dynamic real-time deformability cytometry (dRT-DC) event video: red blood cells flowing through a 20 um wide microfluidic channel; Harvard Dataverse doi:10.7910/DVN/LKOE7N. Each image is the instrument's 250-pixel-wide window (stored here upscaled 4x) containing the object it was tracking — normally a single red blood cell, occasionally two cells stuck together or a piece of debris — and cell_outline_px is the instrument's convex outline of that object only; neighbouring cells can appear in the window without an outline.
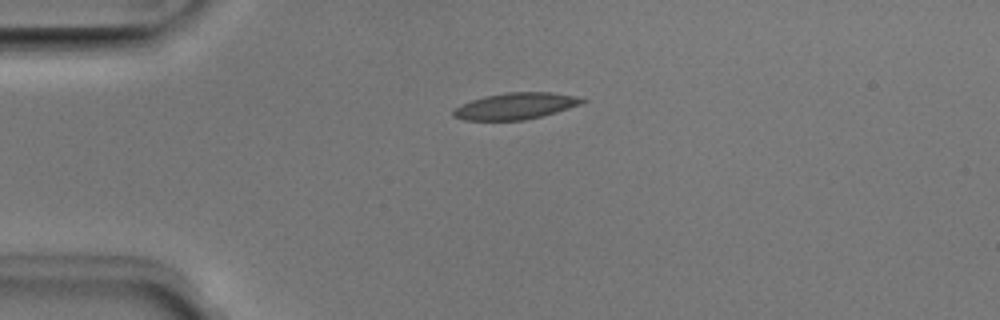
{"species": "Egyptian fruit bat (a non-hibernating species)", "species_latin": "Rousettus aegyptiacus", "temperature_condition": "room temperature", "stored_images_in_passage": 39, "camera_frame_rate_fps": 3000, "um_per_image_px": 0.085, "animal": {"sex": "male"}, "frame": {"image": 1, "passage_image": 1, "time_ms": 0.0, "image_size_px": [1000, 320], "cell_outline_px": [[588, 100], [580, 104], [556, 112], [524, 120], [464, 120], [452, 116], [452, 112], [456, 108], [472, 100], [484, 96], [508, 92], [552, 92], [576, 96]], "centroid_in_image_um": [43.83, 9.01], "position_along_channel_um": 41.2, "area_um2": 19.65}}
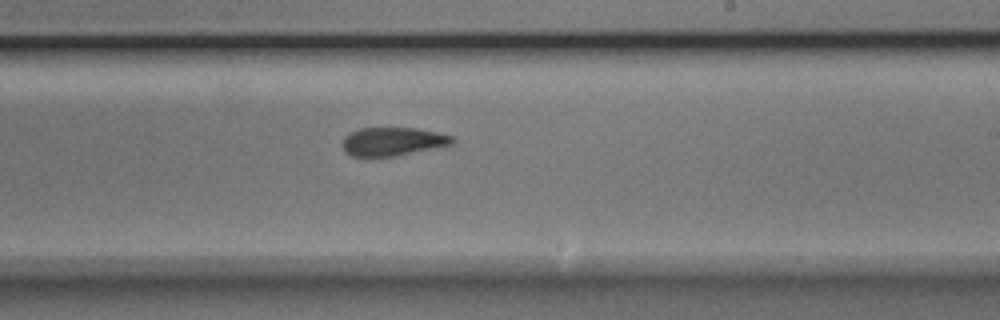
{"frame": {"image": 2, "passage_image": 19, "time_ms": 6.0, "image_size_px": [1000, 320], "cell_outline_px": [[456, 140], [452, 144], [392, 156], [352, 156], [344, 152], [340, 144], [344, 136], [360, 128], [416, 128], [456, 136]], "centroid_in_image_um": [33.35, 12.02], "position_along_channel_um": 255.6, "area_um2": 18.15}}
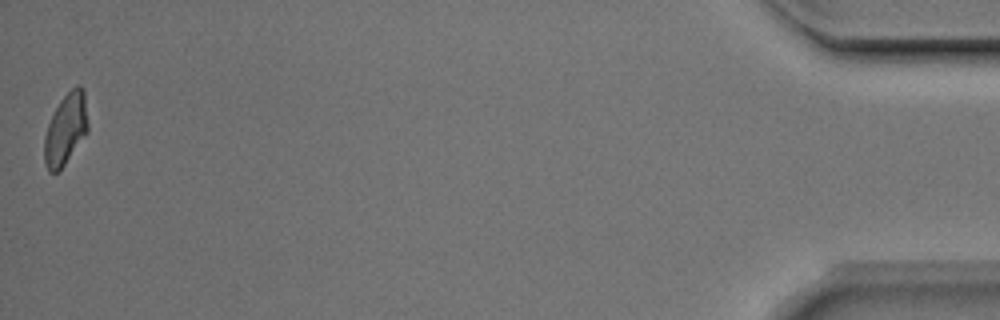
{"frame": {"image": 3, "passage_image": 39, "time_ms": 12.667, "image_size_px": [1000, 320], "cell_outline_px": [[88, 132], [64, 164], [56, 172], [48, 172], [44, 164], [44, 136], [48, 124], [60, 100], [76, 84], [80, 84], [84, 88], [88, 124]], "centroid_in_image_um": [5.59, 10.96], "position_along_channel_um": 429.6, "area_um2": 18.09}, "authors_computed_cell_mechanics": {"area_um2": 19.363, "velocity_mm_per_s": 4.0185, "shape_relaxation_time_tau1_ms": 3.1282, "shape_relaxation_time_tau2_ms": 2.3215, "deformation_change_tau1": 0.1285, "deformation_change_tau2": 0.1042}}